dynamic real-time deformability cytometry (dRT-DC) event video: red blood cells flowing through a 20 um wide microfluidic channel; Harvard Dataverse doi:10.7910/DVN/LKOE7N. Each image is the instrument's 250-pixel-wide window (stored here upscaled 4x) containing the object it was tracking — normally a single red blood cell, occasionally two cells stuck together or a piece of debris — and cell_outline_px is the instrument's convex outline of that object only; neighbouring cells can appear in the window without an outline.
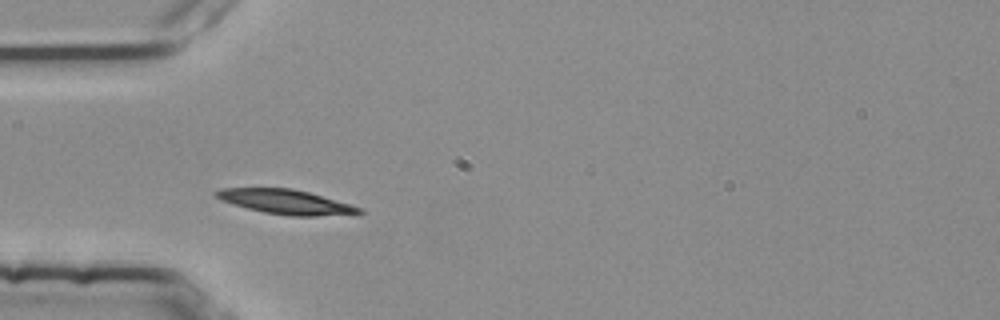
{"species": "common noctule bat (a hibernating species)", "species_latin": "Nyctalus noctula", "temperature_condition": "room temperature", "stored_images_in_passage": 1, "camera_frame_rate_fps": 3000, "um_per_image_px": 0.085, "animal": {"sex": "female", "body_mass_g": 25.1}, "frame": {"image": 1, "passage_image": 1, "time_ms": 0.0, "image_size_px": [1000, 320], "cell_outline_px": [[364, 212], [316, 216], [292, 216], [264, 212], [248, 208], [220, 200], [212, 192], [224, 188], [292, 188], [308, 192], [352, 204], [364, 208]], "centroid_in_image_um": [24.3, 17.15], "position_along_channel_um": 60.7, "area_um2": 20.23}}